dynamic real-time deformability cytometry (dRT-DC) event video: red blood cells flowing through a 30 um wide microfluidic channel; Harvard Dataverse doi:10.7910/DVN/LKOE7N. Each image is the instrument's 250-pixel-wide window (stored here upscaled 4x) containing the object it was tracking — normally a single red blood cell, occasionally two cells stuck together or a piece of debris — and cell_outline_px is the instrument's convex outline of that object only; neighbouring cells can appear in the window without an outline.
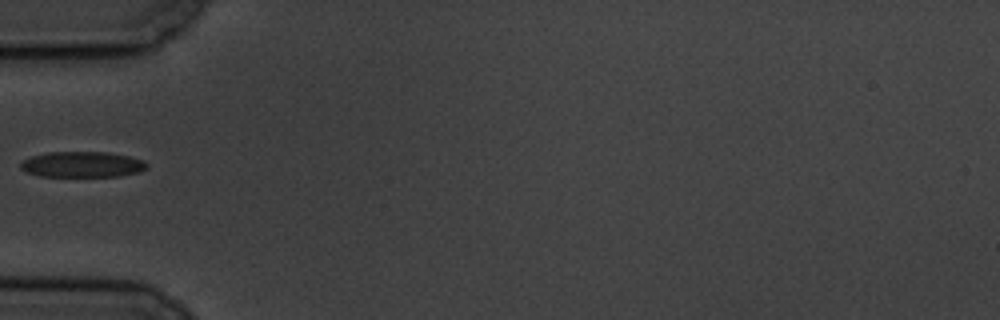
{"species": "common noctule bat (a hibernating species)", "species_latin": "Nyctalus noctula", "temperature_condition": "cold", "stored_images_in_passage": 1, "camera_frame_rate_fps": 3000, "um_per_image_px": 0.085, "animal": {"sex": "male", "body_mass_g": 19.5, "forearm_length_mm": 54.6}, "frame": {"image": 1, "passage_image": 1, "time_ms": 0.0, "image_size_px": [1000, 320], "cell_outline_px": [[148, 168], [140, 172], [120, 176], [40, 176], [28, 172], [20, 168], [20, 164], [24, 160], [32, 156], [48, 152], [108, 152], [128, 156], [144, 160], [148, 164]], "centroid_in_image_um": [7.04, 13.97], "position_along_channel_um": 78.0, "area_um2": 18.9}}